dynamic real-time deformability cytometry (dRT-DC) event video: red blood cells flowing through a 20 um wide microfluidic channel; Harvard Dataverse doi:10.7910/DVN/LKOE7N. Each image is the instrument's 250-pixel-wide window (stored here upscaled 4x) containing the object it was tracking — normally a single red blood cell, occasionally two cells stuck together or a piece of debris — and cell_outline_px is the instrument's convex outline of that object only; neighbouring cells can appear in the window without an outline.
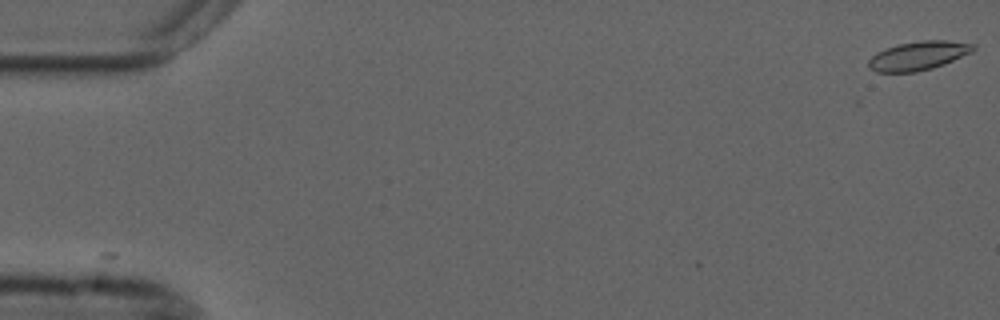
{"species": "common noctule bat (a hibernating species)", "species_latin": "Nyctalus noctula", "temperature_condition": "cold", "stored_images_in_passage": 7, "camera_frame_rate_fps": 3000, "um_per_image_px": 0.085, "animal": {"sex": "male", "forearm_length_mm": 52.5}, "frame": {"image": 1, "passage_image": 1, "time_ms": 0.0, "image_size_px": [1000, 320], "cell_outline_px": [[976, 48], [972, 52], [944, 64], [932, 68], [916, 72], [876, 72], [868, 68], [868, 60], [876, 52], [896, 44], [920, 40], [948, 40], [976, 44]], "centroid_in_image_um": [78.05, 4.72], "position_along_channel_um": 6.9, "area_um2": 17.8}}